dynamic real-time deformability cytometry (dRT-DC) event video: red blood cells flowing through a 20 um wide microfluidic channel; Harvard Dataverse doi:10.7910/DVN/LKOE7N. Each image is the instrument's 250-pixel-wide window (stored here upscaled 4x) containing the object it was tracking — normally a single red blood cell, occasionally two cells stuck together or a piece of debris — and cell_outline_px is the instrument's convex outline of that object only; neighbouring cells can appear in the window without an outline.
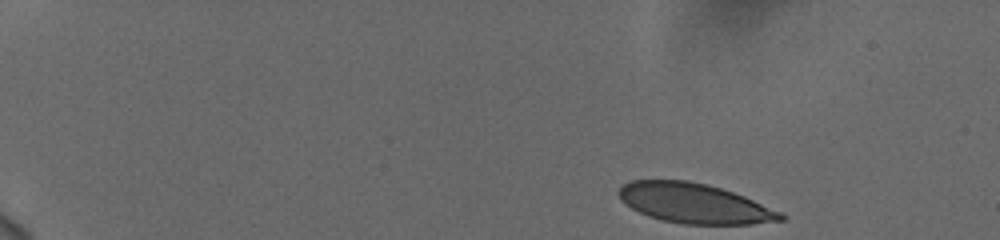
{"species": "human", "species_latin": "Homo sapiens", "temperature_condition": "cold", "stored_images_in_passage": 49, "camera_frame_rate_fps": 3000, "um_per_image_px": 0.085, "donor": {"sex": "female"}, "frame": {"image": 1, "passage_image": 1, "time_ms": 0.0, "image_size_px": [1000, 240], "cell_outline_px": [[788, 216], [784, 220], [752, 224], [684, 224], [660, 220], [648, 216], [624, 204], [620, 200], [616, 192], [624, 184], [632, 180], [688, 180], [708, 184], [744, 196], [784, 212]], "centroid_in_image_um": [59.04, 17.29], "position_along_channel_um": 26.0, "area_um2": 37.92}}
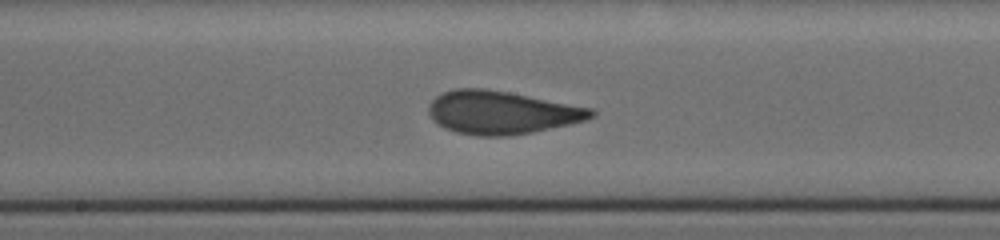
{"frame": {"image": 2, "passage_image": 26, "time_ms": 8.333, "image_size_px": [1000, 240], "cell_outline_px": [[596, 112], [592, 116], [584, 120], [568, 124], [532, 132], [504, 136], [476, 136], [456, 132], [444, 128], [436, 124], [432, 120], [428, 112], [428, 104], [440, 92], [456, 88], [484, 88], [508, 92], [592, 108]], "centroid_in_image_um": [42.55, 9.56], "position_along_channel_um": 205.7, "area_um2": 40.75}}
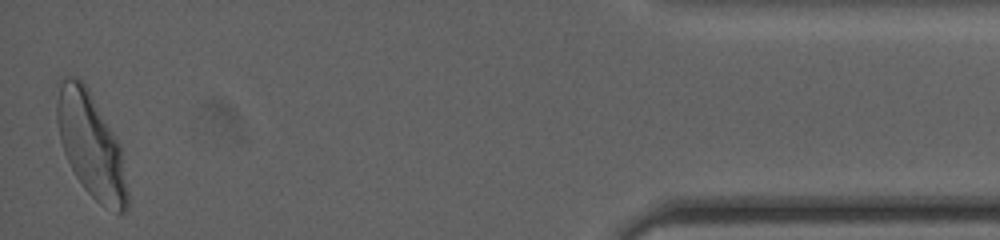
{"frame": {"image": 3, "passage_image": 49, "time_ms": 16.0, "image_size_px": [1000, 240], "cell_outline_px": [[128, 208], [124, 212], [116, 212], [104, 208], [84, 188], [76, 176], [64, 152], [60, 140], [56, 120], [56, 80], [64, 76], [76, 76], [88, 88], [120, 144], [128, 192]], "centroid_in_image_um": [7.7, 12.29], "position_along_channel_um": 427.5, "area_um2": 43.12}, "authors_computed_cell_mechanics": {"area_um2": 40.1132, "velocity_mm_per_s": 3.7245, "shape_relaxation_time_tau1_ms": 5.9333, "shape_relaxation_time_tau2_ms": null, "deformation_change_tau1": 0.1729, "deformation_change_tau2": null}}